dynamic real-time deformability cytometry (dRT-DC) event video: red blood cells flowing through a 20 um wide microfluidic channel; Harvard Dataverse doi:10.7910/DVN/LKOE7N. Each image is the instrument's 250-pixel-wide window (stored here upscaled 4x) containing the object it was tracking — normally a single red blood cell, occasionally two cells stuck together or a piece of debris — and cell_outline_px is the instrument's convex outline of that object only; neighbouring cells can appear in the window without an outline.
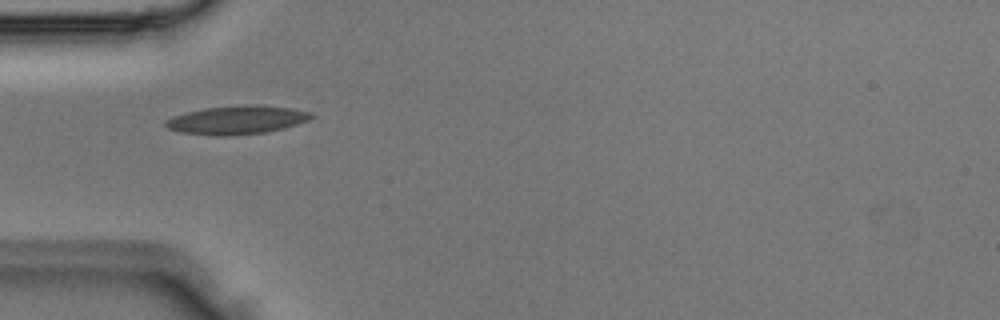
{"species": "Egyptian fruit bat (a non-hibernating species)", "species_latin": "Rousettus aegyptiacus", "temperature_condition": "room temperature", "stored_images_in_passage": 3, "camera_frame_rate_fps": 3000, "um_per_image_px": 0.085, "animal": {"sex": "male"}, "frame": {"image": 1, "passage_image": 3, "time_ms": 0.667, "image_size_px": [1000, 320], "cell_outline_px": [[316, 116], [308, 120], [284, 128], [264, 132], [228, 136], [212, 136], [180, 132], [168, 128], [164, 124], [164, 120], [172, 116], [204, 108], [292, 108], [312, 112]], "centroid_in_image_um": [20.07, 10.26], "position_along_channel_um": 64.9, "area_um2": 23.0}}